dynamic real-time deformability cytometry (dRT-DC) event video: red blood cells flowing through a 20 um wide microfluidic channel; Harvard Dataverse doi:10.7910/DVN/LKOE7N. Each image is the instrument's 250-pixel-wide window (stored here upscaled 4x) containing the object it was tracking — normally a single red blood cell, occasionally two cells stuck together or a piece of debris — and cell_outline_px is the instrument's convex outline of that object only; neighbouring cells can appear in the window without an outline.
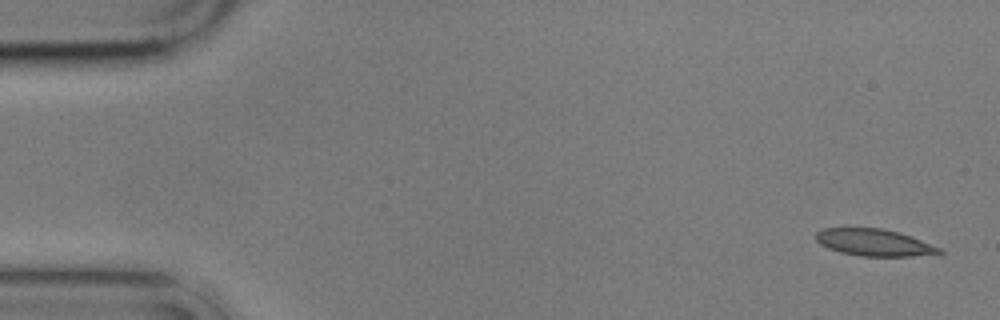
{"species": "common noctule bat (a hibernating species)", "species_latin": "Nyctalus noctula", "temperature_condition": "cold", "stored_images_in_passage": 5, "camera_frame_rate_fps": 3000, "um_per_image_px": 0.085, "animal": {"sex": "male", "body_mass_g": 17.9}, "frame": {"image": 1, "passage_image": 1, "time_ms": 0.0, "image_size_px": [1000, 320], "cell_outline_px": [[944, 252], [912, 256], [860, 256], [840, 252], [828, 248], [820, 244], [816, 240], [816, 232], [824, 228], [880, 228], [900, 232], [940, 248]], "centroid_in_image_um": [74.25, 20.61], "position_along_channel_um": 10.7, "area_um2": 19.13}}
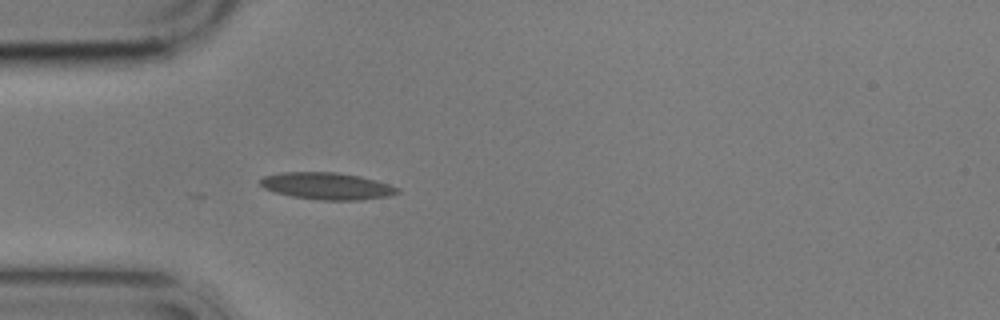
{"frame": {"image": 2, "passage_image": 5, "time_ms": 4.667, "image_size_px": [1000, 320], "cell_outline_px": [[400, 192], [388, 196], [360, 200], [320, 200], [292, 196], [276, 192], [264, 188], [260, 184], [260, 180], [264, 176], [280, 172], [336, 172], [360, 176], [376, 180], [400, 188]], "centroid_in_image_um": [27.81, 15.81], "position_along_channel_um": 57.2, "area_um2": 21.5}}